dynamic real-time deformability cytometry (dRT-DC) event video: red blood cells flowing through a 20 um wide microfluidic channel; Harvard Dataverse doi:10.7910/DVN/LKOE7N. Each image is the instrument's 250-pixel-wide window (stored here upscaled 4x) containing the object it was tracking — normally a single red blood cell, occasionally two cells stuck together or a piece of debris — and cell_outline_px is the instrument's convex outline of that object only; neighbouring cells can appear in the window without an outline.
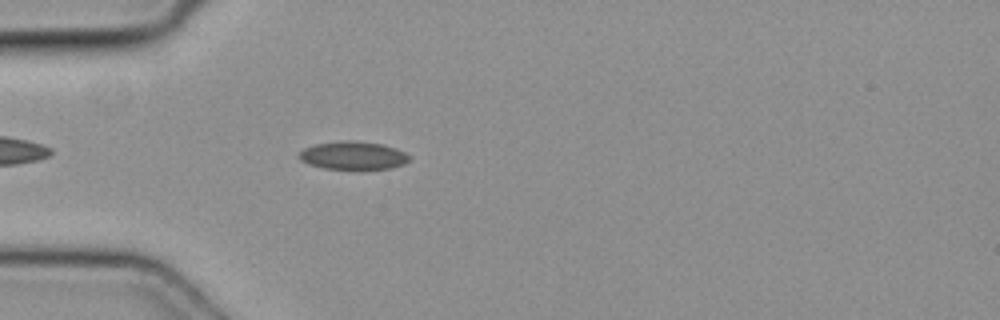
{"species": "common noctule bat (a hibernating species)", "species_latin": "Nyctalus noctula", "temperature_condition": "cold", "stored_images_in_passage": 38, "camera_frame_rate_fps": 3000, "um_per_image_px": 0.085, "animal": {"sex": "female", "body_mass_g": 19.3, "forearm_length_mm": 54.1}, "frame": {"image": 1, "passage_image": 4, "time_ms": 1.0, "image_size_px": [1000, 320], "cell_outline_px": [[408, 160], [404, 164], [388, 168], [324, 168], [308, 164], [300, 160], [300, 152], [304, 148], [316, 144], [340, 140], [348, 140], [380, 144], [396, 148], [404, 152], [408, 156]], "centroid_in_image_um": [29.98, 13.2], "position_along_channel_um": 55.0, "area_um2": 17.57}}
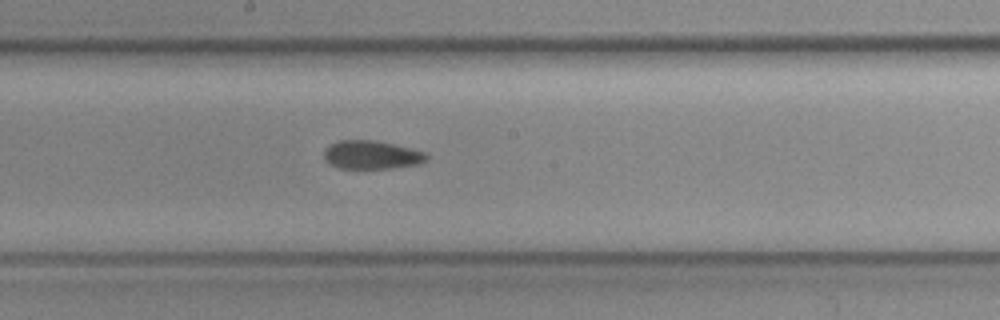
{"frame": {"image": 2, "passage_image": 16, "time_ms": 5.0, "image_size_px": [1000, 320], "cell_outline_px": [[428, 160], [420, 164], [392, 168], [340, 168], [332, 164], [324, 156], [324, 148], [340, 140], [376, 140], [424, 152], [428, 156]], "centroid_in_image_um": [31.61, 13.16], "position_along_channel_um": 216.6, "area_um2": 16.76}}
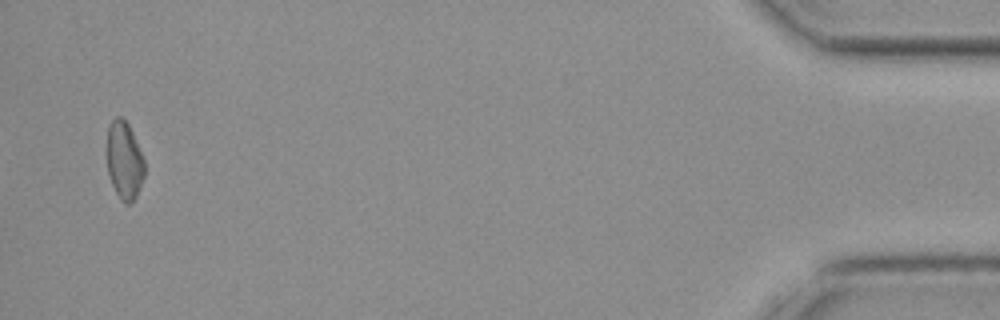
{"frame": {"image": 3, "passage_image": 37, "time_ms": 12.0, "image_size_px": [1000, 320], "cell_outline_px": [[144, 176], [136, 196], [132, 204], [124, 204], [120, 200], [112, 184], [108, 172], [108, 124], [116, 116], [120, 116], [128, 124], [132, 132], [144, 160]], "centroid_in_image_um": [10.57, 13.67], "position_along_channel_um": 424.6, "area_um2": 16.82}}